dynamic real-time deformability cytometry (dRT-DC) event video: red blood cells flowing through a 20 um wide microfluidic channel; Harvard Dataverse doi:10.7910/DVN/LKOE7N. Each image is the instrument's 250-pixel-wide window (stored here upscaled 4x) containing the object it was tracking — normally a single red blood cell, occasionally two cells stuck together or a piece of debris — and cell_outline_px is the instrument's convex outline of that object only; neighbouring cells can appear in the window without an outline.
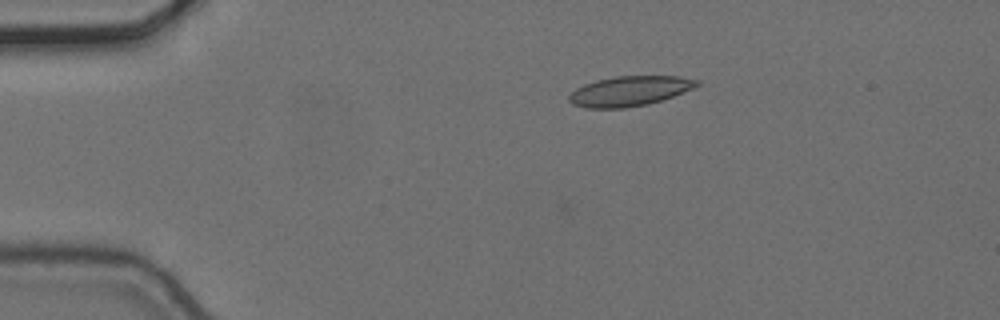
{"species": "common noctule bat (a hibernating species)", "species_latin": "Nyctalus noctula", "temperature_condition": "cold", "stored_images_in_passage": 11, "camera_frame_rate_fps": 3000, "um_per_image_px": 0.085, "animal": {"sex": "female", "body_mass_g": 24.6, "forearm_length_mm": 56.2}, "frame": {"image": 1, "passage_image": 4, "time_ms": 1.0, "image_size_px": [1000, 320], "cell_outline_px": [[700, 84], [692, 88], [672, 96], [648, 104], [624, 108], [584, 108], [572, 104], [568, 100], [568, 96], [576, 88], [584, 84], [596, 80], [616, 76], [680, 76], [700, 80]], "centroid_in_image_um": [53.48, 7.74], "position_along_channel_um": 31.5, "area_um2": 22.25}}
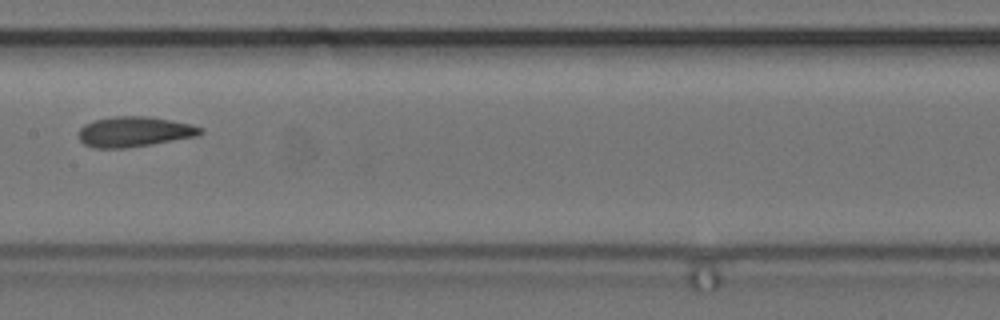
{"frame": {"image": 2, "passage_image": 9, "time_ms": 2.667, "image_size_px": [1000, 320], "cell_outline_px": [[204, 132], [196, 136], [124, 148], [92, 148], [84, 144], [80, 140], [80, 128], [84, 124], [92, 120], [112, 116], [148, 116], [172, 120], [192, 124], [204, 128]], "centroid_in_image_um": [11.41, 11.18], "position_along_channel_um": 196.0, "area_um2": 21.44}}
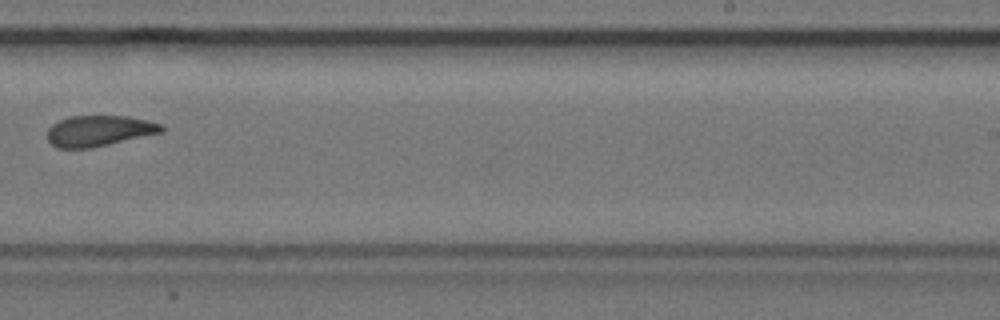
{"frame": {"image": 3, "passage_image": 11, "time_ms": 3.333, "image_size_px": [1000, 320], "cell_outline_px": [[164, 132], [92, 148], [56, 148], [48, 140], [48, 128], [52, 124], [68, 116], [128, 116], [160, 124], [164, 128]], "centroid_in_image_um": [8.4, 11.13], "position_along_channel_um": 280.6, "area_um2": 20.46}}